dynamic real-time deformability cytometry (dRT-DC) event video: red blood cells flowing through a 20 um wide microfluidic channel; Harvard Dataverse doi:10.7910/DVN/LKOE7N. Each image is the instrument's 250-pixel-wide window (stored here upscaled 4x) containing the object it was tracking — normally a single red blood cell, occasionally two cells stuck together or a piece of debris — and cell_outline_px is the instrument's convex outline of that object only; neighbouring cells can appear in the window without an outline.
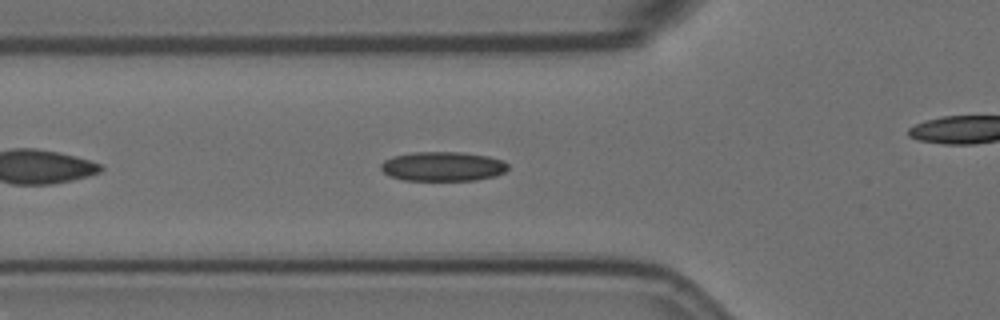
{"species": "Egyptian fruit bat (a non-hibernating species)", "species_latin": "Rousettus aegyptiacus", "temperature_condition": "room temperature", "stored_images_in_passage": 46, "camera_frame_rate_fps": 3000, "um_per_image_px": 0.085, "animal": {"sex": "female"}, "frame": {"image": 1, "passage_image": 7, "time_ms": 2.0, "image_size_px": [1000, 320], "cell_outline_px": [[508, 168], [504, 172], [496, 176], [476, 180], [404, 180], [388, 176], [380, 168], [380, 164], [384, 160], [392, 156], [412, 152], [460, 152], [488, 156], [504, 160], [508, 164]], "centroid_in_image_um": [37.63, 14.14], "position_along_channel_um": 88.2, "area_um2": 21.96}}
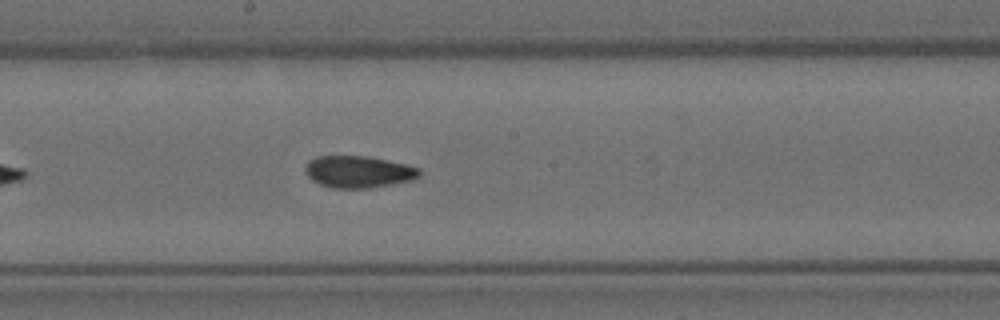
{"frame": {"image": 2, "passage_image": 18, "time_ms": 5.667, "image_size_px": [1000, 320], "cell_outline_px": [[420, 176], [412, 180], [372, 188], [332, 188], [320, 184], [312, 180], [304, 172], [304, 168], [308, 160], [316, 156], [368, 156], [404, 164], [420, 168]], "centroid_in_image_um": [30.44, 14.6], "position_along_channel_um": 217.8, "area_um2": 21.33}}
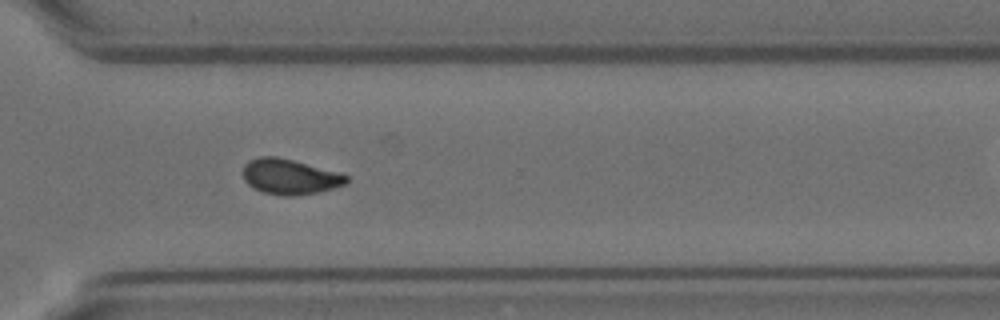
{"frame": {"image": 3, "passage_image": 29, "time_ms": 9.333, "image_size_px": [1000, 320], "cell_outline_px": [[348, 184], [320, 192], [292, 196], [284, 196], [264, 192], [252, 188], [244, 180], [244, 164], [248, 160], [260, 156], [276, 156], [340, 172], [348, 176]], "centroid_in_image_um": [24.65, 15.02], "position_along_channel_um": 345.9, "area_um2": 21.44}, "authors_computed_cell_mechanics": {"area_um2": 21.2704, "velocity_mm_per_s": 3.5087, "shape_relaxation_time_tau1_ms": null, "shape_relaxation_time_tau2_ms": 2.9669, "deformation_change_tau1": null, "deformation_change_tau2": 0.0898}}